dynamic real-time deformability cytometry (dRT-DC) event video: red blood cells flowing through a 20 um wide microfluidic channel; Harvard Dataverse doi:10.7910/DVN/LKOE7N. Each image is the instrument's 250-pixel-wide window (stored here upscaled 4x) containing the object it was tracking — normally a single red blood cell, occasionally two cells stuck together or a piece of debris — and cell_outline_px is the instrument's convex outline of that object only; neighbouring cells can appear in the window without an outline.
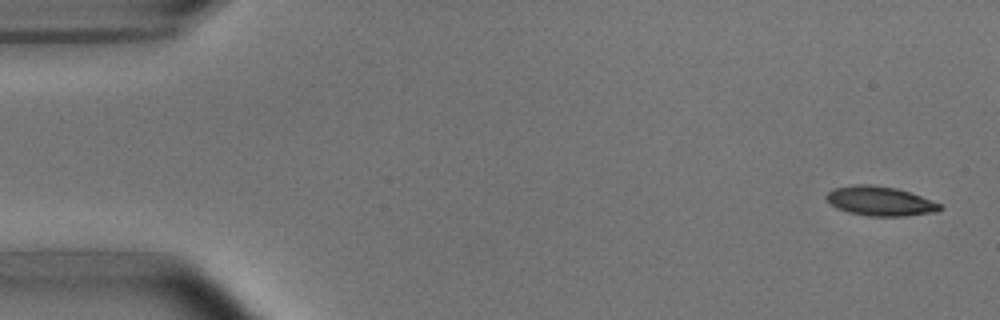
{"species": "common noctule bat (a hibernating species)", "species_latin": "Nyctalus noctula", "temperature_condition": "room temperature", "stored_images_in_passage": 6, "camera_frame_rate_fps": 3000, "um_per_image_px": 0.085, "animal": {"sex": "male", "body_mass_g": 15.6}, "frame": {"image": 1, "passage_image": 1, "time_ms": 0.0, "image_size_px": [1000, 320], "cell_outline_px": [[944, 208], [936, 212], [904, 216], [868, 216], [848, 212], [836, 208], [824, 196], [832, 188], [852, 184], [868, 184], [896, 188], [920, 196], [940, 204]], "centroid_in_image_um": [74.77, 17.09], "position_along_channel_um": 10.2, "area_um2": 19.42}}